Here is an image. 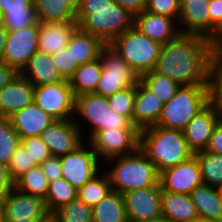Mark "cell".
I'll return each mask as SVG.
<instances>
[{"instance_id":"cell-31","label":"cell","mask_w":222,"mask_h":222,"mask_svg":"<svg viewBox=\"0 0 222 222\" xmlns=\"http://www.w3.org/2000/svg\"><path fill=\"white\" fill-rule=\"evenodd\" d=\"M101 169L94 177L77 189V197L87 205L94 207L112 191L105 170Z\"/></svg>"},{"instance_id":"cell-17","label":"cell","mask_w":222,"mask_h":222,"mask_svg":"<svg viewBox=\"0 0 222 222\" xmlns=\"http://www.w3.org/2000/svg\"><path fill=\"white\" fill-rule=\"evenodd\" d=\"M219 120L217 109L210 102L188 122L183 133L189 149L194 154L206 150L213 128Z\"/></svg>"},{"instance_id":"cell-3","label":"cell","mask_w":222,"mask_h":222,"mask_svg":"<svg viewBox=\"0 0 222 222\" xmlns=\"http://www.w3.org/2000/svg\"><path fill=\"white\" fill-rule=\"evenodd\" d=\"M106 165L108 166L105 169ZM102 166L112 190L120 194L159 183L160 173L139 148L134 153L107 159Z\"/></svg>"},{"instance_id":"cell-5","label":"cell","mask_w":222,"mask_h":222,"mask_svg":"<svg viewBox=\"0 0 222 222\" xmlns=\"http://www.w3.org/2000/svg\"><path fill=\"white\" fill-rule=\"evenodd\" d=\"M211 102L210 84L180 86L163 105L157 126L183 131L188 122Z\"/></svg>"},{"instance_id":"cell-18","label":"cell","mask_w":222,"mask_h":222,"mask_svg":"<svg viewBox=\"0 0 222 222\" xmlns=\"http://www.w3.org/2000/svg\"><path fill=\"white\" fill-rule=\"evenodd\" d=\"M35 86L20 73L0 89V118L14 113L34 102Z\"/></svg>"},{"instance_id":"cell-45","label":"cell","mask_w":222,"mask_h":222,"mask_svg":"<svg viewBox=\"0 0 222 222\" xmlns=\"http://www.w3.org/2000/svg\"><path fill=\"white\" fill-rule=\"evenodd\" d=\"M48 182L62 178L60 157L51 156L39 165Z\"/></svg>"},{"instance_id":"cell-59","label":"cell","mask_w":222,"mask_h":222,"mask_svg":"<svg viewBox=\"0 0 222 222\" xmlns=\"http://www.w3.org/2000/svg\"><path fill=\"white\" fill-rule=\"evenodd\" d=\"M193 222H221L218 220H214V219H209V218H204V217H198L195 221Z\"/></svg>"},{"instance_id":"cell-64","label":"cell","mask_w":222,"mask_h":222,"mask_svg":"<svg viewBox=\"0 0 222 222\" xmlns=\"http://www.w3.org/2000/svg\"><path fill=\"white\" fill-rule=\"evenodd\" d=\"M0 24H2V15L0 13Z\"/></svg>"},{"instance_id":"cell-37","label":"cell","mask_w":222,"mask_h":222,"mask_svg":"<svg viewBox=\"0 0 222 222\" xmlns=\"http://www.w3.org/2000/svg\"><path fill=\"white\" fill-rule=\"evenodd\" d=\"M59 222H92V207L76 197L53 212Z\"/></svg>"},{"instance_id":"cell-10","label":"cell","mask_w":222,"mask_h":222,"mask_svg":"<svg viewBox=\"0 0 222 222\" xmlns=\"http://www.w3.org/2000/svg\"><path fill=\"white\" fill-rule=\"evenodd\" d=\"M34 102L55 120H69L74 117L75 96L69 80L35 86Z\"/></svg>"},{"instance_id":"cell-42","label":"cell","mask_w":222,"mask_h":222,"mask_svg":"<svg viewBox=\"0 0 222 222\" xmlns=\"http://www.w3.org/2000/svg\"><path fill=\"white\" fill-rule=\"evenodd\" d=\"M21 145L36 165H40L47 158L51 157L50 150L40 136L21 139Z\"/></svg>"},{"instance_id":"cell-44","label":"cell","mask_w":222,"mask_h":222,"mask_svg":"<svg viewBox=\"0 0 222 222\" xmlns=\"http://www.w3.org/2000/svg\"><path fill=\"white\" fill-rule=\"evenodd\" d=\"M146 11L174 18L180 14V0H146Z\"/></svg>"},{"instance_id":"cell-50","label":"cell","mask_w":222,"mask_h":222,"mask_svg":"<svg viewBox=\"0 0 222 222\" xmlns=\"http://www.w3.org/2000/svg\"><path fill=\"white\" fill-rule=\"evenodd\" d=\"M14 188V182L10 179L8 166L0 162V196Z\"/></svg>"},{"instance_id":"cell-15","label":"cell","mask_w":222,"mask_h":222,"mask_svg":"<svg viewBox=\"0 0 222 222\" xmlns=\"http://www.w3.org/2000/svg\"><path fill=\"white\" fill-rule=\"evenodd\" d=\"M159 182L162 190L172 193L190 194V192L203 184L200 166L195 156L164 169L160 172Z\"/></svg>"},{"instance_id":"cell-47","label":"cell","mask_w":222,"mask_h":222,"mask_svg":"<svg viewBox=\"0 0 222 222\" xmlns=\"http://www.w3.org/2000/svg\"><path fill=\"white\" fill-rule=\"evenodd\" d=\"M208 11L210 14V35L214 28L220 23L222 20V0H211L207 2Z\"/></svg>"},{"instance_id":"cell-11","label":"cell","mask_w":222,"mask_h":222,"mask_svg":"<svg viewBox=\"0 0 222 222\" xmlns=\"http://www.w3.org/2000/svg\"><path fill=\"white\" fill-rule=\"evenodd\" d=\"M138 129H104L90 141L98 159L103 163L107 159L134 153L139 148Z\"/></svg>"},{"instance_id":"cell-33","label":"cell","mask_w":222,"mask_h":222,"mask_svg":"<svg viewBox=\"0 0 222 222\" xmlns=\"http://www.w3.org/2000/svg\"><path fill=\"white\" fill-rule=\"evenodd\" d=\"M49 182L39 165L23 173L15 182L14 188L18 191L37 196L45 200Z\"/></svg>"},{"instance_id":"cell-19","label":"cell","mask_w":222,"mask_h":222,"mask_svg":"<svg viewBox=\"0 0 222 222\" xmlns=\"http://www.w3.org/2000/svg\"><path fill=\"white\" fill-rule=\"evenodd\" d=\"M133 26L161 45L175 39L181 33L178 22L174 18L146 10L134 16Z\"/></svg>"},{"instance_id":"cell-63","label":"cell","mask_w":222,"mask_h":222,"mask_svg":"<svg viewBox=\"0 0 222 222\" xmlns=\"http://www.w3.org/2000/svg\"><path fill=\"white\" fill-rule=\"evenodd\" d=\"M201 3H207V2H210L211 0H200Z\"/></svg>"},{"instance_id":"cell-30","label":"cell","mask_w":222,"mask_h":222,"mask_svg":"<svg viewBox=\"0 0 222 222\" xmlns=\"http://www.w3.org/2000/svg\"><path fill=\"white\" fill-rule=\"evenodd\" d=\"M38 22L67 23L75 21V12L62 0H33Z\"/></svg>"},{"instance_id":"cell-58","label":"cell","mask_w":222,"mask_h":222,"mask_svg":"<svg viewBox=\"0 0 222 222\" xmlns=\"http://www.w3.org/2000/svg\"><path fill=\"white\" fill-rule=\"evenodd\" d=\"M0 222H4L3 196H0Z\"/></svg>"},{"instance_id":"cell-12","label":"cell","mask_w":222,"mask_h":222,"mask_svg":"<svg viewBox=\"0 0 222 222\" xmlns=\"http://www.w3.org/2000/svg\"><path fill=\"white\" fill-rule=\"evenodd\" d=\"M36 51H38V23L16 32H7L2 61L20 73Z\"/></svg>"},{"instance_id":"cell-21","label":"cell","mask_w":222,"mask_h":222,"mask_svg":"<svg viewBox=\"0 0 222 222\" xmlns=\"http://www.w3.org/2000/svg\"><path fill=\"white\" fill-rule=\"evenodd\" d=\"M9 119L21 139L40 136L55 120L35 102L14 113Z\"/></svg>"},{"instance_id":"cell-7","label":"cell","mask_w":222,"mask_h":222,"mask_svg":"<svg viewBox=\"0 0 222 222\" xmlns=\"http://www.w3.org/2000/svg\"><path fill=\"white\" fill-rule=\"evenodd\" d=\"M108 45L139 76L154 70L162 46L134 26L115 37Z\"/></svg>"},{"instance_id":"cell-26","label":"cell","mask_w":222,"mask_h":222,"mask_svg":"<svg viewBox=\"0 0 222 222\" xmlns=\"http://www.w3.org/2000/svg\"><path fill=\"white\" fill-rule=\"evenodd\" d=\"M161 213L173 222H193L198 218L195 205L189 194L162 190Z\"/></svg>"},{"instance_id":"cell-55","label":"cell","mask_w":222,"mask_h":222,"mask_svg":"<svg viewBox=\"0 0 222 222\" xmlns=\"http://www.w3.org/2000/svg\"><path fill=\"white\" fill-rule=\"evenodd\" d=\"M65 4H67L75 13L80 7L82 0H62Z\"/></svg>"},{"instance_id":"cell-41","label":"cell","mask_w":222,"mask_h":222,"mask_svg":"<svg viewBox=\"0 0 222 222\" xmlns=\"http://www.w3.org/2000/svg\"><path fill=\"white\" fill-rule=\"evenodd\" d=\"M37 166L33 159L30 158L28 152L20 144L16 151L12 154L10 163L8 164V172L10 179L15 182L23 173Z\"/></svg>"},{"instance_id":"cell-2","label":"cell","mask_w":222,"mask_h":222,"mask_svg":"<svg viewBox=\"0 0 222 222\" xmlns=\"http://www.w3.org/2000/svg\"><path fill=\"white\" fill-rule=\"evenodd\" d=\"M139 149L156 166L159 173L194 156L183 131L157 125L140 130Z\"/></svg>"},{"instance_id":"cell-61","label":"cell","mask_w":222,"mask_h":222,"mask_svg":"<svg viewBox=\"0 0 222 222\" xmlns=\"http://www.w3.org/2000/svg\"><path fill=\"white\" fill-rule=\"evenodd\" d=\"M217 190H218V194H219L220 200H221V202H222V185H221V186H218V187H217Z\"/></svg>"},{"instance_id":"cell-48","label":"cell","mask_w":222,"mask_h":222,"mask_svg":"<svg viewBox=\"0 0 222 222\" xmlns=\"http://www.w3.org/2000/svg\"><path fill=\"white\" fill-rule=\"evenodd\" d=\"M33 0H0V13L3 16L7 11H25Z\"/></svg>"},{"instance_id":"cell-25","label":"cell","mask_w":222,"mask_h":222,"mask_svg":"<svg viewBox=\"0 0 222 222\" xmlns=\"http://www.w3.org/2000/svg\"><path fill=\"white\" fill-rule=\"evenodd\" d=\"M106 44L95 35L83 31L79 26L72 33L67 49L77 65L92 62L99 58L100 50Z\"/></svg>"},{"instance_id":"cell-38","label":"cell","mask_w":222,"mask_h":222,"mask_svg":"<svg viewBox=\"0 0 222 222\" xmlns=\"http://www.w3.org/2000/svg\"><path fill=\"white\" fill-rule=\"evenodd\" d=\"M135 98L136 86H131L107 97V102L112 110L125 116L132 123Z\"/></svg>"},{"instance_id":"cell-60","label":"cell","mask_w":222,"mask_h":222,"mask_svg":"<svg viewBox=\"0 0 222 222\" xmlns=\"http://www.w3.org/2000/svg\"><path fill=\"white\" fill-rule=\"evenodd\" d=\"M144 222H173L165 217H160L154 220H148V221H144Z\"/></svg>"},{"instance_id":"cell-34","label":"cell","mask_w":222,"mask_h":222,"mask_svg":"<svg viewBox=\"0 0 222 222\" xmlns=\"http://www.w3.org/2000/svg\"><path fill=\"white\" fill-rule=\"evenodd\" d=\"M76 197L77 189L64 178H60L49 183L45 204L49 213H53L61 206L69 204Z\"/></svg>"},{"instance_id":"cell-4","label":"cell","mask_w":222,"mask_h":222,"mask_svg":"<svg viewBox=\"0 0 222 222\" xmlns=\"http://www.w3.org/2000/svg\"><path fill=\"white\" fill-rule=\"evenodd\" d=\"M73 121L88 142L104 129H137L125 116L110 108L106 97L95 93L75 96Z\"/></svg>"},{"instance_id":"cell-40","label":"cell","mask_w":222,"mask_h":222,"mask_svg":"<svg viewBox=\"0 0 222 222\" xmlns=\"http://www.w3.org/2000/svg\"><path fill=\"white\" fill-rule=\"evenodd\" d=\"M211 102L222 120V59L216 54L211 63Z\"/></svg>"},{"instance_id":"cell-8","label":"cell","mask_w":222,"mask_h":222,"mask_svg":"<svg viewBox=\"0 0 222 222\" xmlns=\"http://www.w3.org/2000/svg\"><path fill=\"white\" fill-rule=\"evenodd\" d=\"M99 58L102 72L95 94L107 98L118 91L136 86L140 81V76L108 44L100 50Z\"/></svg>"},{"instance_id":"cell-28","label":"cell","mask_w":222,"mask_h":222,"mask_svg":"<svg viewBox=\"0 0 222 222\" xmlns=\"http://www.w3.org/2000/svg\"><path fill=\"white\" fill-rule=\"evenodd\" d=\"M92 222H129L123 194L112 190L92 207Z\"/></svg>"},{"instance_id":"cell-24","label":"cell","mask_w":222,"mask_h":222,"mask_svg":"<svg viewBox=\"0 0 222 222\" xmlns=\"http://www.w3.org/2000/svg\"><path fill=\"white\" fill-rule=\"evenodd\" d=\"M78 27L76 21L67 23H38V50L54 54L65 47Z\"/></svg>"},{"instance_id":"cell-27","label":"cell","mask_w":222,"mask_h":222,"mask_svg":"<svg viewBox=\"0 0 222 222\" xmlns=\"http://www.w3.org/2000/svg\"><path fill=\"white\" fill-rule=\"evenodd\" d=\"M198 217L214 219L222 222V202L217 187L202 184L190 192Z\"/></svg>"},{"instance_id":"cell-9","label":"cell","mask_w":222,"mask_h":222,"mask_svg":"<svg viewBox=\"0 0 222 222\" xmlns=\"http://www.w3.org/2000/svg\"><path fill=\"white\" fill-rule=\"evenodd\" d=\"M60 162L62 178L76 189L82 187L102 169V162L88 141L75 151L61 156Z\"/></svg>"},{"instance_id":"cell-32","label":"cell","mask_w":222,"mask_h":222,"mask_svg":"<svg viewBox=\"0 0 222 222\" xmlns=\"http://www.w3.org/2000/svg\"><path fill=\"white\" fill-rule=\"evenodd\" d=\"M201 172L203 184L218 187L222 185V154L207 150L194 154Z\"/></svg>"},{"instance_id":"cell-35","label":"cell","mask_w":222,"mask_h":222,"mask_svg":"<svg viewBox=\"0 0 222 222\" xmlns=\"http://www.w3.org/2000/svg\"><path fill=\"white\" fill-rule=\"evenodd\" d=\"M140 82L164 104L175 95L180 87L173 79L160 75L154 71L141 75Z\"/></svg>"},{"instance_id":"cell-39","label":"cell","mask_w":222,"mask_h":222,"mask_svg":"<svg viewBox=\"0 0 222 222\" xmlns=\"http://www.w3.org/2000/svg\"><path fill=\"white\" fill-rule=\"evenodd\" d=\"M35 23L39 22L34 4L25 8V11H7L2 16V25L7 32H16Z\"/></svg>"},{"instance_id":"cell-36","label":"cell","mask_w":222,"mask_h":222,"mask_svg":"<svg viewBox=\"0 0 222 222\" xmlns=\"http://www.w3.org/2000/svg\"><path fill=\"white\" fill-rule=\"evenodd\" d=\"M21 144V137L14 129L9 118H0V162L8 166L12 154Z\"/></svg>"},{"instance_id":"cell-16","label":"cell","mask_w":222,"mask_h":222,"mask_svg":"<svg viewBox=\"0 0 222 222\" xmlns=\"http://www.w3.org/2000/svg\"><path fill=\"white\" fill-rule=\"evenodd\" d=\"M4 220L42 219L49 211L45 200L13 188L3 196Z\"/></svg>"},{"instance_id":"cell-13","label":"cell","mask_w":222,"mask_h":222,"mask_svg":"<svg viewBox=\"0 0 222 222\" xmlns=\"http://www.w3.org/2000/svg\"><path fill=\"white\" fill-rule=\"evenodd\" d=\"M160 182L148 188L123 194L129 222H144L162 217Z\"/></svg>"},{"instance_id":"cell-1","label":"cell","mask_w":222,"mask_h":222,"mask_svg":"<svg viewBox=\"0 0 222 222\" xmlns=\"http://www.w3.org/2000/svg\"><path fill=\"white\" fill-rule=\"evenodd\" d=\"M216 54L207 38L180 33L161 46L153 71L180 86L210 84L211 63Z\"/></svg>"},{"instance_id":"cell-49","label":"cell","mask_w":222,"mask_h":222,"mask_svg":"<svg viewBox=\"0 0 222 222\" xmlns=\"http://www.w3.org/2000/svg\"><path fill=\"white\" fill-rule=\"evenodd\" d=\"M133 16L140 14L146 8V0H113Z\"/></svg>"},{"instance_id":"cell-23","label":"cell","mask_w":222,"mask_h":222,"mask_svg":"<svg viewBox=\"0 0 222 222\" xmlns=\"http://www.w3.org/2000/svg\"><path fill=\"white\" fill-rule=\"evenodd\" d=\"M20 74L34 86L56 84L64 80L54 67L52 55L39 50L30 57Z\"/></svg>"},{"instance_id":"cell-62","label":"cell","mask_w":222,"mask_h":222,"mask_svg":"<svg viewBox=\"0 0 222 222\" xmlns=\"http://www.w3.org/2000/svg\"><path fill=\"white\" fill-rule=\"evenodd\" d=\"M217 55L222 59V48L217 52Z\"/></svg>"},{"instance_id":"cell-53","label":"cell","mask_w":222,"mask_h":222,"mask_svg":"<svg viewBox=\"0 0 222 222\" xmlns=\"http://www.w3.org/2000/svg\"><path fill=\"white\" fill-rule=\"evenodd\" d=\"M113 0H82L79 9L107 8Z\"/></svg>"},{"instance_id":"cell-29","label":"cell","mask_w":222,"mask_h":222,"mask_svg":"<svg viewBox=\"0 0 222 222\" xmlns=\"http://www.w3.org/2000/svg\"><path fill=\"white\" fill-rule=\"evenodd\" d=\"M101 72L102 64L100 58L79 65L74 75L69 79L74 96L95 93Z\"/></svg>"},{"instance_id":"cell-14","label":"cell","mask_w":222,"mask_h":222,"mask_svg":"<svg viewBox=\"0 0 222 222\" xmlns=\"http://www.w3.org/2000/svg\"><path fill=\"white\" fill-rule=\"evenodd\" d=\"M40 137L48 146L51 155L56 157L75 151L85 142L73 119L54 120Z\"/></svg>"},{"instance_id":"cell-46","label":"cell","mask_w":222,"mask_h":222,"mask_svg":"<svg viewBox=\"0 0 222 222\" xmlns=\"http://www.w3.org/2000/svg\"><path fill=\"white\" fill-rule=\"evenodd\" d=\"M206 150L222 154V120H219L214 126Z\"/></svg>"},{"instance_id":"cell-57","label":"cell","mask_w":222,"mask_h":222,"mask_svg":"<svg viewBox=\"0 0 222 222\" xmlns=\"http://www.w3.org/2000/svg\"><path fill=\"white\" fill-rule=\"evenodd\" d=\"M40 219H16V220H4V222H38Z\"/></svg>"},{"instance_id":"cell-51","label":"cell","mask_w":222,"mask_h":222,"mask_svg":"<svg viewBox=\"0 0 222 222\" xmlns=\"http://www.w3.org/2000/svg\"><path fill=\"white\" fill-rule=\"evenodd\" d=\"M18 74L19 72L15 68L0 61V89L11 82Z\"/></svg>"},{"instance_id":"cell-6","label":"cell","mask_w":222,"mask_h":222,"mask_svg":"<svg viewBox=\"0 0 222 222\" xmlns=\"http://www.w3.org/2000/svg\"><path fill=\"white\" fill-rule=\"evenodd\" d=\"M75 21L83 31L98 36L105 44H109L133 26L134 16L113 2L107 8L78 9Z\"/></svg>"},{"instance_id":"cell-54","label":"cell","mask_w":222,"mask_h":222,"mask_svg":"<svg viewBox=\"0 0 222 222\" xmlns=\"http://www.w3.org/2000/svg\"><path fill=\"white\" fill-rule=\"evenodd\" d=\"M7 30L0 24V61H2L4 45L6 43Z\"/></svg>"},{"instance_id":"cell-56","label":"cell","mask_w":222,"mask_h":222,"mask_svg":"<svg viewBox=\"0 0 222 222\" xmlns=\"http://www.w3.org/2000/svg\"><path fill=\"white\" fill-rule=\"evenodd\" d=\"M38 222H59L58 218L53 213H48L45 217Z\"/></svg>"},{"instance_id":"cell-43","label":"cell","mask_w":222,"mask_h":222,"mask_svg":"<svg viewBox=\"0 0 222 222\" xmlns=\"http://www.w3.org/2000/svg\"><path fill=\"white\" fill-rule=\"evenodd\" d=\"M52 62L65 80H69L78 68L77 63L72 59L70 50L66 46L52 54Z\"/></svg>"},{"instance_id":"cell-20","label":"cell","mask_w":222,"mask_h":222,"mask_svg":"<svg viewBox=\"0 0 222 222\" xmlns=\"http://www.w3.org/2000/svg\"><path fill=\"white\" fill-rule=\"evenodd\" d=\"M207 3L200 0H180L178 26L183 34L210 36V14Z\"/></svg>"},{"instance_id":"cell-22","label":"cell","mask_w":222,"mask_h":222,"mask_svg":"<svg viewBox=\"0 0 222 222\" xmlns=\"http://www.w3.org/2000/svg\"><path fill=\"white\" fill-rule=\"evenodd\" d=\"M164 103L140 81L136 85V98L132 124L140 131L157 124Z\"/></svg>"},{"instance_id":"cell-52","label":"cell","mask_w":222,"mask_h":222,"mask_svg":"<svg viewBox=\"0 0 222 222\" xmlns=\"http://www.w3.org/2000/svg\"><path fill=\"white\" fill-rule=\"evenodd\" d=\"M210 47L217 53L222 48V20L207 38Z\"/></svg>"}]
</instances>
